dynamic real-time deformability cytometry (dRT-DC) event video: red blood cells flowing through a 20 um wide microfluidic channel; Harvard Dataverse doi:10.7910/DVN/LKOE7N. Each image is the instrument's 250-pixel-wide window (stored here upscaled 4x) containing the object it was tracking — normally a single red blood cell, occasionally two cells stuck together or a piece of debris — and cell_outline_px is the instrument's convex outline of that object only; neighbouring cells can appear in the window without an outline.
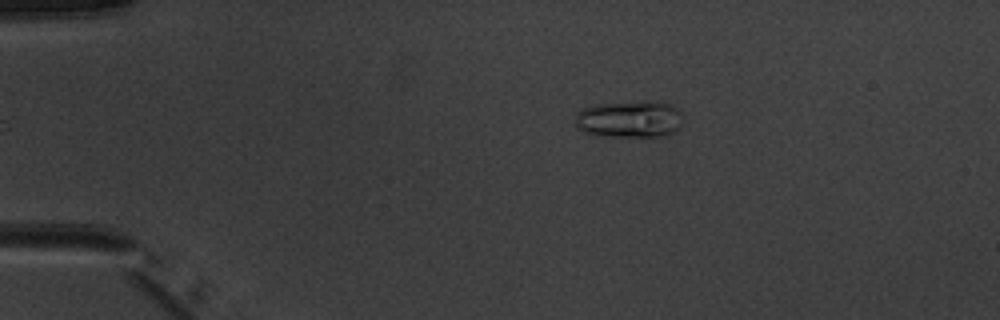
{"species": "common noctule bat (a hibernating species)", "species_latin": "Nyctalus noctula", "temperature_condition": "warm", "stored_images_in_passage": 6, "camera_frame_rate_fps": 3000, "um_per_image_px": 0.085, "animal": {"sex": "male", "body_mass_g": 20.1, "forearm_length_mm": 53.5}, "frame": {"image": 1, "passage_image": 6, "time_ms": 5.667, "image_size_px": [1000, 320], "cell_outline_px": [[680, 128], [664, 136], [596, 136], [584, 132], [576, 124], [576, 112], [580, 108], [596, 104], [672, 104], [680, 112]], "centroid_in_image_um": [53.44, 10.18], "position_along_channel_um": 31.6, "area_um2": 22.31}}